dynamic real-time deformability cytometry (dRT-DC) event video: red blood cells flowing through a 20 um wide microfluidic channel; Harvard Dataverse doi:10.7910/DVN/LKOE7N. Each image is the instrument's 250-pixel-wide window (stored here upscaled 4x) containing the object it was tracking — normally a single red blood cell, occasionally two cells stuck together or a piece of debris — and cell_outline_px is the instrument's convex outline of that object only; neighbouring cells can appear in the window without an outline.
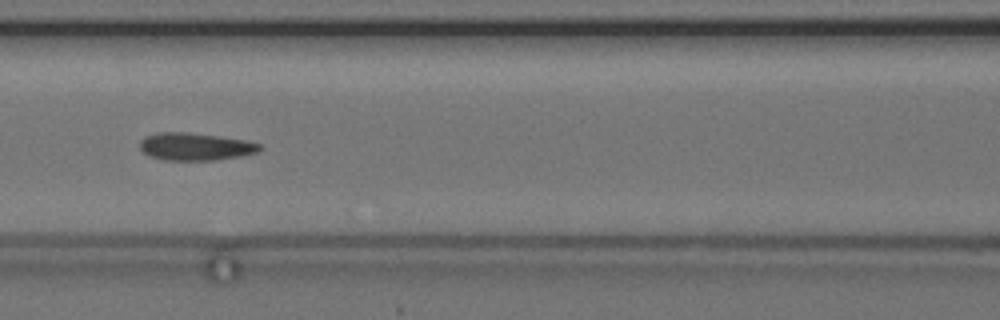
{"species": "common noctule bat (a hibernating species)", "species_latin": "Nyctalus noctula", "temperature_condition": "cold", "stored_images_in_passage": 27, "camera_frame_rate_fps": 3000, "um_per_image_px": 0.085, "animal": {"sex": "female", "body_mass_g": 24.6, "forearm_length_mm": 56.2}, "frame": {"image": 1, "passage_image": 8, "time_ms": 2.333, "image_size_px": [1000, 320], "cell_outline_px": [[264, 148], [256, 152], [240, 156], [216, 160], [164, 160], [152, 156], [144, 152], [140, 148], [140, 140], [144, 136], [160, 132], [188, 132], [220, 136], [244, 140], [260, 144]], "centroid_in_image_um": [16.6, 12.45], "position_along_channel_um": 150.0, "area_um2": 19.19}, "authors_computed_cell_mechanics": {"area_um2": 18.9584, "velocity_mm_per_s": 3.6252, "shape_relaxation_time_tau1_ms": 6.4114, "shape_relaxation_time_tau2_ms": 2.848, "deformation_change_tau1": 0.1495, "deformation_change_tau2": 0.1131}}